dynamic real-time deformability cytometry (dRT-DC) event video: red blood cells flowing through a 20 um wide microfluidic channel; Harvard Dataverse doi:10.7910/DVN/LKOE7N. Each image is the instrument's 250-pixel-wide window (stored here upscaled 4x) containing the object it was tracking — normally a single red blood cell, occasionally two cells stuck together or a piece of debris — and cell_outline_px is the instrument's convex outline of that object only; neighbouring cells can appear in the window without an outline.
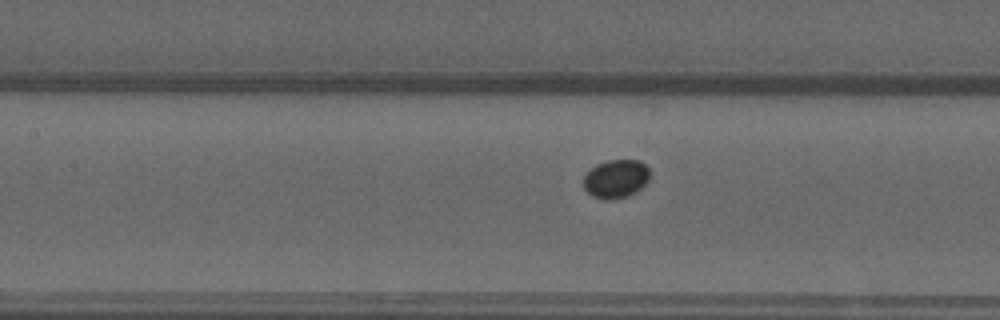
{"species": "common noctule bat (a hibernating species)", "species_latin": "Nyctalus noctula", "temperature_condition": "warm", "stored_images_in_passage": 41, "camera_frame_rate_fps": 3000, "um_per_image_px": 0.085, "animal": {"sex": "male", "forearm_length_mm": 52.5}, "frame": {"image": 1, "passage_image": 12, "time_ms": 3.667, "image_size_px": [1000, 320], "cell_outline_px": [[648, 180], [636, 192], [628, 196], [612, 200], [608, 200], [592, 196], [584, 188], [584, 176], [596, 164], [608, 160], [640, 160], [648, 168]], "centroid_in_image_um": [52.34, 15.2], "position_along_channel_um": 155.1, "area_um2": 14.74}}
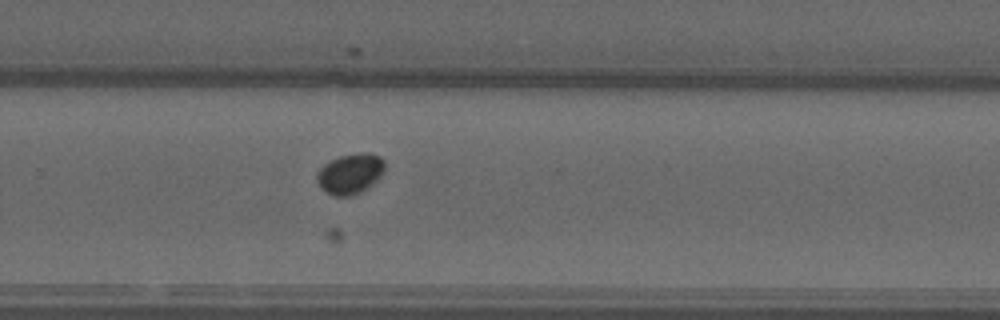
{"frame": {"image": 2, "passage_image": 24, "time_ms": 7.667, "image_size_px": [1000, 320], "cell_outline_px": [[384, 168], [380, 176], [376, 180], [360, 192], [352, 196], [336, 196], [324, 192], [320, 188], [316, 180], [316, 176], [320, 168], [324, 164], [340, 156], [368, 152], [380, 156], [384, 160]], "centroid_in_image_um": [29.74, 14.77], "position_along_channel_um": 300.1, "area_um2": 15.78}}
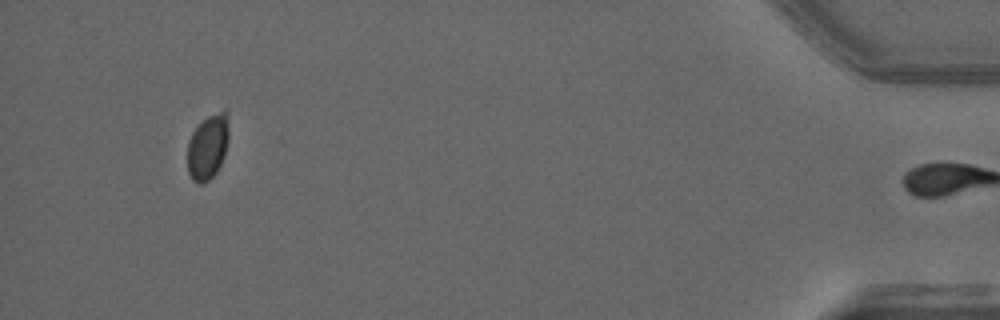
{"frame": {"image": 3, "passage_image": 40, "time_ms": 13.0, "image_size_px": [1000, 320], "cell_outline_px": [[228, 140], [224, 156], [216, 172], [204, 184], [196, 184], [192, 180], [188, 172], [188, 140], [192, 132], [200, 120], [224, 108], [228, 112]], "centroid_in_image_um": [17.66, 12.45], "position_along_channel_um": 417.5, "area_um2": 16.01}}